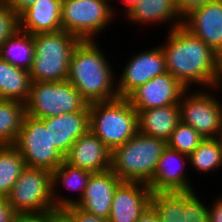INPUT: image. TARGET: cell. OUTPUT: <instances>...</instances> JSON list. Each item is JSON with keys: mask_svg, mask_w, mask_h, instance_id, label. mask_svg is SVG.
<instances>
[{"mask_svg": "<svg viewBox=\"0 0 222 222\" xmlns=\"http://www.w3.org/2000/svg\"><path fill=\"white\" fill-rule=\"evenodd\" d=\"M167 43L160 46L166 69L183 86H205L208 90L222 86V57L183 26L169 29Z\"/></svg>", "mask_w": 222, "mask_h": 222, "instance_id": "1", "label": "cell"}, {"mask_svg": "<svg viewBox=\"0 0 222 222\" xmlns=\"http://www.w3.org/2000/svg\"><path fill=\"white\" fill-rule=\"evenodd\" d=\"M96 40H80L71 55L67 80L88 103L119 97L116 76Z\"/></svg>", "mask_w": 222, "mask_h": 222, "instance_id": "2", "label": "cell"}, {"mask_svg": "<svg viewBox=\"0 0 222 222\" xmlns=\"http://www.w3.org/2000/svg\"><path fill=\"white\" fill-rule=\"evenodd\" d=\"M166 147V141L137 132L111 151L110 169L121 181L148 184Z\"/></svg>", "mask_w": 222, "mask_h": 222, "instance_id": "3", "label": "cell"}, {"mask_svg": "<svg viewBox=\"0 0 222 222\" xmlns=\"http://www.w3.org/2000/svg\"><path fill=\"white\" fill-rule=\"evenodd\" d=\"M89 129L112 151L138 132V113L127 98L93 102Z\"/></svg>", "mask_w": 222, "mask_h": 222, "instance_id": "4", "label": "cell"}, {"mask_svg": "<svg viewBox=\"0 0 222 222\" xmlns=\"http://www.w3.org/2000/svg\"><path fill=\"white\" fill-rule=\"evenodd\" d=\"M80 39L64 30L34 35V60L29 71L33 82L67 80L74 47Z\"/></svg>", "mask_w": 222, "mask_h": 222, "instance_id": "5", "label": "cell"}, {"mask_svg": "<svg viewBox=\"0 0 222 222\" xmlns=\"http://www.w3.org/2000/svg\"><path fill=\"white\" fill-rule=\"evenodd\" d=\"M25 109L29 116L46 119L63 113L89 111V103L68 80L32 81Z\"/></svg>", "mask_w": 222, "mask_h": 222, "instance_id": "6", "label": "cell"}, {"mask_svg": "<svg viewBox=\"0 0 222 222\" xmlns=\"http://www.w3.org/2000/svg\"><path fill=\"white\" fill-rule=\"evenodd\" d=\"M109 0H62V30L80 40H96L95 35L108 28L116 13ZM115 14V15H114Z\"/></svg>", "mask_w": 222, "mask_h": 222, "instance_id": "7", "label": "cell"}, {"mask_svg": "<svg viewBox=\"0 0 222 222\" xmlns=\"http://www.w3.org/2000/svg\"><path fill=\"white\" fill-rule=\"evenodd\" d=\"M13 146L23 157L26 167L53 172L64 161V156L51 144L50 129L41 119L27 114Z\"/></svg>", "mask_w": 222, "mask_h": 222, "instance_id": "8", "label": "cell"}, {"mask_svg": "<svg viewBox=\"0 0 222 222\" xmlns=\"http://www.w3.org/2000/svg\"><path fill=\"white\" fill-rule=\"evenodd\" d=\"M6 199L17 214L54 209L52 172L41 168L26 167Z\"/></svg>", "mask_w": 222, "mask_h": 222, "instance_id": "9", "label": "cell"}, {"mask_svg": "<svg viewBox=\"0 0 222 222\" xmlns=\"http://www.w3.org/2000/svg\"><path fill=\"white\" fill-rule=\"evenodd\" d=\"M217 98L207 89L193 93L186 89L178 103L180 121L192 126L204 138H216L222 128V104Z\"/></svg>", "mask_w": 222, "mask_h": 222, "instance_id": "10", "label": "cell"}, {"mask_svg": "<svg viewBox=\"0 0 222 222\" xmlns=\"http://www.w3.org/2000/svg\"><path fill=\"white\" fill-rule=\"evenodd\" d=\"M192 192L152 193L150 206L160 222H209V207Z\"/></svg>", "mask_w": 222, "mask_h": 222, "instance_id": "11", "label": "cell"}, {"mask_svg": "<svg viewBox=\"0 0 222 222\" xmlns=\"http://www.w3.org/2000/svg\"><path fill=\"white\" fill-rule=\"evenodd\" d=\"M146 50L136 53L124 66L120 79L116 82L119 97L127 98L139 86L167 72L161 47Z\"/></svg>", "mask_w": 222, "mask_h": 222, "instance_id": "12", "label": "cell"}, {"mask_svg": "<svg viewBox=\"0 0 222 222\" xmlns=\"http://www.w3.org/2000/svg\"><path fill=\"white\" fill-rule=\"evenodd\" d=\"M186 89L175 77L166 72L139 86L127 99L138 112L178 104Z\"/></svg>", "mask_w": 222, "mask_h": 222, "instance_id": "13", "label": "cell"}, {"mask_svg": "<svg viewBox=\"0 0 222 222\" xmlns=\"http://www.w3.org/2000/svg\"><path fill=\"white\" fill-rule=\"evenodd\" d=\"M186 161H189V155L167 146L158 160L152 180L147 184L151 192L194 191L189 178L185 175L184 166L188 164Z\"/></svg>", "mask_w": 222, "mask_h": 222, "instance_id": "14", "label": "cell"}, {"mask_svg": "<svg viewBox=\"0 0 222 222\" xmlns=\"http://www.w3.org/2000/svg\"><path fill=\"white\" fill-rule=\"evenodd\" d=\"M151 196L146 183L122 181L113 196L109 222H136L150 206Z\"/></svg>", "mask_w": 222, "mask_h": 222, "instance_id": "15", "label": "cell"}, {"mask_svg": "<svg viewBox=\"0 0 222 222\" xmlns=\"http://www.w3.org/2000/svg\"><path fill=\"white\" fill-rule=\"evenodd\" d=\"M183 27L222 57V0L192 11L184 18Z\"/></svg>", "mask_w": 222, "mask_h": 222, "instance_id": "16", "label": "cell"}, {"mask_svg": "<svg viewBox=\"0 0 222 222\" xmlns=\"http://www.w3.org/2000/svg\"><path fill=\"white\" fill-rule=\"evenodd\" d=\"M121 182L111 169L92 173L83 197L75 205L97 217L109 219L113 196Z\"/></svg>", "mask_w": 222, "mask_h": 222, "instance_id": "17", "label": "cell"}, {"mask_svg": "<svg viewBox=\"0 0 222 222\" xmlns=\"http://www.w3.org/2000/svg\"><path fill=\"white\" fill-rule=\"evenodd\" d=\"M64 161L92 173L103 172L110 169L111 150L89 129L72 144Z\"/></svg>", "mask_w": 222, "mask_h": 222, "instance_id": "18", "label": "cell"}, {"mask_svg": "<svg viewBox=\"0 0 222 222\" xmlns=\"http://www.w3.org/2000/svg\"><path fill=\"white\" fill-rule=\"evenodd\" d=\"M50 129L51 144L65 156L72 144L89 130V111L63 113L41 119Z\"/></svg>", "mask_w": 222, "mask_h": 222, "instance_id": "19", "label": "cell"}, {"mask_svg": "<svg viewBox=\"0 0 222 222\" xmlns=\"http://www.w3.org/2000/svg\"><path fill=\"white\" fill-rule=\"evenodd\" d=\"M62 0H37L18 16V28L32 35L62 30Z\"/></svg>", "mask_w": 222, "mask_h": 222, "instance_id": "20", "label": "cell"}, {"mask_svg": "<svg viewBox=\"0 0 222 222\" xmlns=\"http://www.w3.org/2000/svg\"><path fill=\"white\" fill-rule=\"evenodd\" d=\"M138 132L149 137L168 141L176 125L180 122L178 104L139 110Z\"/></svg>", "mask_w": 222, "mask_h": 222, "instance_id": "21", "label": "cell"}, {"mask_svg": "<svg viewBox=\"0 0 222 222\" xmlns=\"http://www.w3.org/2000/svg\"><path fill=\"white\" fill-rule=\"evenodd\" d=\"M125 16L133 24L170 22L172 23L170 29L183 26L184 21L176 8L175 0H141Z\"/></svg>", "mask_w": 222, "mask_h": 222, "instance_id": "22", "label": "cell"}, {"mask_svg": "<svg viewBox=\"0 0 222 222\" xmlns=\"http://www.w3.org/2000/svg\"><path fill=\"white\" fill-rule=\"evenodd\" d=\"M91 174L92 172L90 171L72 166L63 161L62 164L52 172V197L55 208H65L70 205H75L83 197ZM60 182H63V185L66 186L67 189L79 191L77 200L62 195L59 196L56 189Z\"/></svg>", "mask_w": 222, "mask_h": 222, "instance_id": "23", "label": "cell"}, {"mask_svg": "<svg viewBox=\"0 0 222 222\" xmlns=\"http://www.w3.org/2000/svg\"><path fill=\"white\" fill-rule=\"evenodd\" d=\"M34 54V35L19 28L0 47V58L26 71L33 65Z\"/></svg>", "mask_w": 222, "mask_h": 222, "instance_id": "24", "label": "cell"}, {"mask_svg": "<svg viewBox=\"0 0 222 222\" xmlns=\"http://www.w3.org/2000/svg\"><path fill=\"white\" fill-rule=\"evenodd\" d=\"M29 71L15 67L0 58V99L26 102L31 89Z\"/></svg>", "mask_w": 222, "mask_h": 222, "instance_id": "25", "label": "cell"}, {"mask_svg": "<svg viewBox=\"0 0 222 222\" xmlns=\"http://www.w3.org/2000/svg\"><path fill=\"white\" fill-rule=\"evenodd\" d=\"M25 115L24 102L0 99V146L13 145Z\"/></svg>", "mask_w": 222, "mask_h": 222, "instance_id": "26", "label": "cell"}, {"mask_svg": "<svg viewBox=\"0 0 222 222\" xmlns=\"http://www.w3.org/2000/svg\"><path fill=\"white\" fill-rule=\"evenodd\" d=\"M25 168L23 157L13 145L0 146V196L9 194Z\"/></svg>", "mask_w": 222, "mask_h": 222, "instance_id": "27", "label": "cell"}, {"mask_svg": "<svg viewBox=\"0 0 222 222\" xmlns=\"http://www.w3.org/2000/svg\"><path fill=\"white\" fill-rule=\"evenodd\" d=\"M191 164L198 172L206 173L222 166V149L216 138H205L189 155Z\"/></svg>", "mask_w": 222, "mask_h": 222, "instance_id": "28", "label": "cell"}, {"mask_svg": "<svg viewBox=\"0 0 222 222\" xmlns=\"http://www.w3.org/2000/svg\"><path fill=\"white\" fill-rule=\"evenodd\" d=\"M204 139L192 126L180 121L167 141V146L190 155Z\"/></svg>", "mask_w": 222, "mask_h": 222, "instance_id": "29", "label": "cell"}, {"mask_svg": "<svg viewBox=\"0 0 222 222\" xmlns=\"http://www.w3.org/2000/svg\"><path fill=\"white\" fill-rule=\"evenodd\" d=\"M18 28V16L6 3H0V47Z\"/></svg>", "mask_w": 222, "mask_h": 222, "instance_id": "30", "label": "cell"}, {"mask_svg": "<svg viewBox=\"0 0 222 222\" xmlns=\"http://www.w3.org/2000/svg\"><path fill=\"white\" fill-rule=\"evenodd\" d=\"M216 0H175L176 8L179 11L181 17L184 19L195 9L201 8L205 4H208Z\"/></svg>", "mask_w": 222, "mask_h": 222, "instance_id": "31", "label": "cell"}, {"mask_svg": "<svg viewBox=\"0 0 222 222\" xmlns=\"http://www.w3.org/2000/svg\"><path fill=\"white\" fill-rule=\"evenodd\" d=\"M65 209L74 217L76 222H109L108 219L90 214L76 205L67 206Z\"/></svg>", "mask_w": 222, "mask_h": 222, "instance_id": "32", "label": "cell"}, {"mask_svg": "<svg viewBox=\"0 0 222 222\" xmlns=\"http://www.w3.org/2000/svg\"><path fill=\"white\" fill-rule=\"evenodd\" d=\"M52 210L37 213L17 214L11 222H50Z\"/></svg>", "mask_w": 222, "mask_h": 222, "instance_id": "33", "label": "cell"}, {"mask_svg": "<svg viewBox=\"0 0 222 222\" xmlns=\"http://www.w3.org/2000/svg\"><path fill=\"white\" fill-rule=\"evenodd\" d=\"M16 215L17 213L8 204L6 197L0 196V222H11Z\"/></svg>", "mask_w": 222, "mask_h": 222, "instance_id": "34", "label": "cell"}, {"mask_svg": "<svg viewBox=\"0 0 222 222\" xmlns=\"http://www.w3.org/2000/svg\"><path fill=\"white\" fill-rule=\"evenodd\" d=\"M36 1L37 0H7L6 4L17 16H19Z\"/></svg>", "mask_w": 222, "mask_h": 222, "instance_id": "35", "label": "cell"}, {"mask_svg": "<svg viewBox=\"0 0 222 222\" xmlns=\"http://www.w3.org/2000/svg\"><path fill=\"white\" fill-rule=\"evenodd\" d=\"M209 207V222H222V195Z\"/></svg>", "mask_w": 222, "mask_h": 222, "instance_id": "36", "label": "cell"}, {"mask_svg": "<svg viewBox=\"0 0 222 222\" xmlns=\"http://www.w3.org/2000/svg\"><path fill=\"white\" fill-rule=\"evenodd\" d=\"M50 222H76L74 217L65 208L52 209Z\"/></svg>", "mask_w": 222, "mask_h": 222, "instance_id": "37", "label": "cell"}, {"mask_svg": "<svg viewBox=\"0 0 222 222\" xmlns=\"http://www.w3.org/2000/svg\"><path fill=\"white\" fill-rule=\"evenodd\" d=\"M136 222H160L156 211L149 206Z\"/></svg>", "mask_w": 222, "mask_h": 222, "instance_id": "38", "label": "cell"}, {"mask_svg": "<svg viewBox=\"0 0 222 222\" xmlns=\"http://www.w3.org/2000/svg\"><path fill=\"white\" fill-rule=\"evenodd\" d=\"M122 3L124 4V9L125 13H127L131 8H133L138 2H140L141 0H121Z\"/></svg>", "mask_w": 222, "mask_h": 222, "instance_id": "39", "label": "cell"}, {"mask_svg": "<svg viewBox=\"0 0 222 222\" xmlns=\"http://www.w3.org/2000/svg\"><path fill=\"white\" fill-rule=\"evenodd\" d=\"M219 145H220V148L222 149V128L221 130L219 131V133L217 134V137H216Z\"/></svg>", "mask_w": 222, "mask_h": 222, "instance_id": "40", "label": "cell"}, {"mask_svg": "<svg viewBox=\"0 0 222 222\" xmlns=\"http://www.w3.org/2000/svg\"><path fill=\"white\" fill-rule=\"evenodd\" d=\"M7 0H0V3H6Z\"/></svg>", "mask_w": 222, "mask_h": 222, "instance_id": "41", "label": "cell"}]
</instances>
